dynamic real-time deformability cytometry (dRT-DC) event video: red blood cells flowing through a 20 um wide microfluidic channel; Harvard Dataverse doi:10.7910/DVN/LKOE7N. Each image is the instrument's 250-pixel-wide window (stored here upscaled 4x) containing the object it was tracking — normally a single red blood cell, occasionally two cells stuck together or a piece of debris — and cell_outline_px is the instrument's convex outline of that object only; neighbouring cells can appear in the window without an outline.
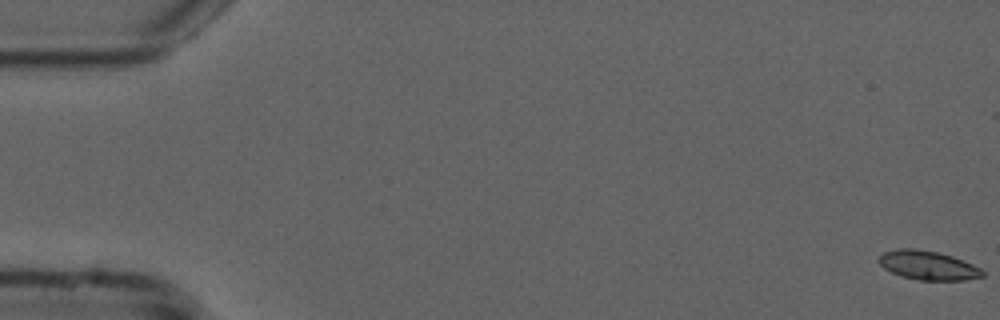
{"species": "common noctule bat (a hibernating species)", "species_latin": "Nyctalus noctula", "temperature_condition": "cold", "stored_images_in_passage": 18, "camera_frame_rate_fps": 3000, "um_per_image_px": 0.085, "animal": {"sex": "male", "forearm_length_mm": 52.5}, "frame": {"image": 1, "passage_image": 1, "time_ms": 0.0, "image_size_px": [1000, 320], "cell_outline_px": [[984, 276], [964, 280], [920, 280], [900, 276], [884, 268], [880, 264], [880, 256], [884, 252], [900, 248], [916, 248], [940, 252], [964, 260], [980, 268], [984, 272]], "centroid_in_image_um": [78.9, 22.55], "position_along_channel_um": 6.1, "area_um2": 17.51}}